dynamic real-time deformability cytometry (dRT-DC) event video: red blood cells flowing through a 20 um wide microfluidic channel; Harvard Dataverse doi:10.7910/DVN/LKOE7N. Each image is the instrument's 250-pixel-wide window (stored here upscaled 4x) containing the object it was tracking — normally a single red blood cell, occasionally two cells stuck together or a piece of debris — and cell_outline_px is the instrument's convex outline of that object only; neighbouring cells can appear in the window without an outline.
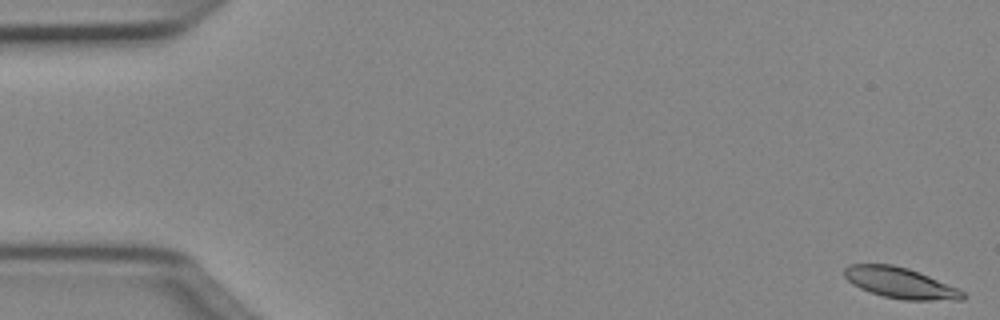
{"species": "Egyptian fruit bat (a non-hibernating species)", "species_latin": "Rousettus aegyptiacus", "temperature_condition": "cold", "stored_images_in_passage": 51, "camera_frame_rate_fps": 3000, "um_per_image_px": 0.085, "animal": {"sex": "female"}, "frame": {"image": 1, "passage_image": 1, "time_ms": 0.0, "image_size_px": [1000, 320], "cell_outline_px": [[968, 296], [964, 300], [904, 300], [884, 296], [860, 288], [852, 284], [844, 276], [844, 268], [848, 264], [892, 264], [908, 268], [928, 276], [956, 288], [964, 292]], "centroid_in_image_um": [76.52, 24.05], "position_along_channel_um": 8.5, "area_um2": 21.1}}
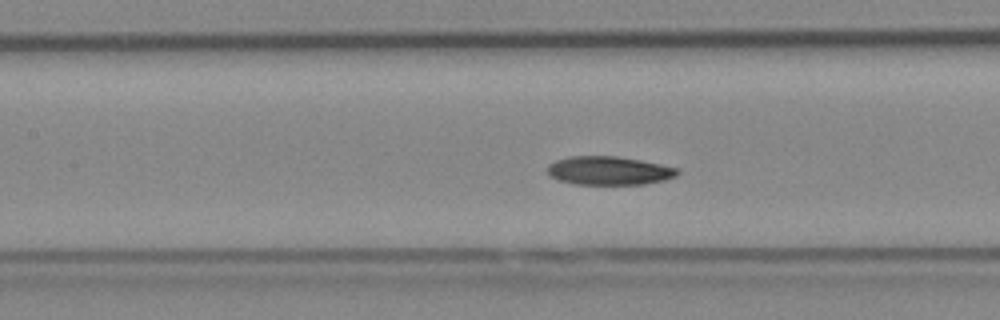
{"frame": {"image": 2, "passage_image": 23, "time_ms": 7.333, "image_size_px": [1000, 320], "cell_outline_px": [[680, 172], [676, 176], [664, 180], [644, 184], [572, 184], [548, 176], [548, 164], [556, 160], [568, 156], [616, 156], [640, 160], [680, 168]], "centroid_in_image_um": [51.76, 14.5], "position_along_channel_um": 155.6, "area_um2": 21.73}}
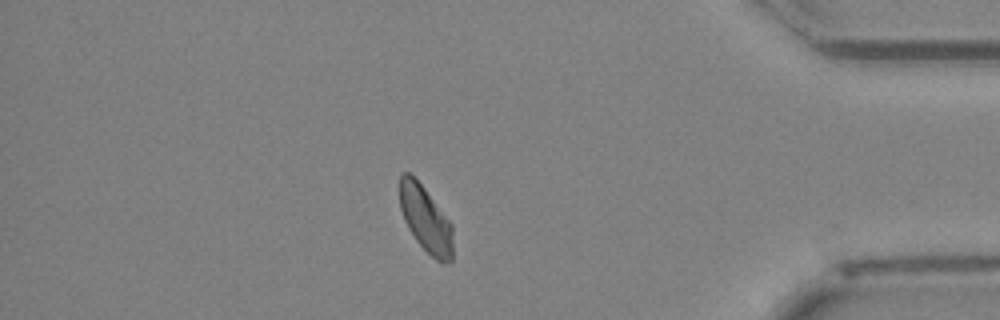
{"frame": {"image": 3, "passage_image": 44, "time_ms": 14.333, "image_size_px": [1000, 320], "cell_outline_px": [[452, 260], [448, 264], [436, 260], [416, 240], [408, 228], [404, 220], [400, 208], [400, 172], [408, 172], [424, 188], [452, 224]], "centroid_in_image_um": [36.17, 18.64], "position_along_channel_um": 399.0, "area_um2": 20.17}, "authors_computed_cell_mechanics": {"area_um2": 21.7328, "velocity_mm_per_s": 3.9722, "shape_relaxation_time_tau1_ms": 7.7867, "shape_relaxation_time_tau2_ms": null, "deformation_change_tau1": 0.1559, "deformation_change_tau2": null}}